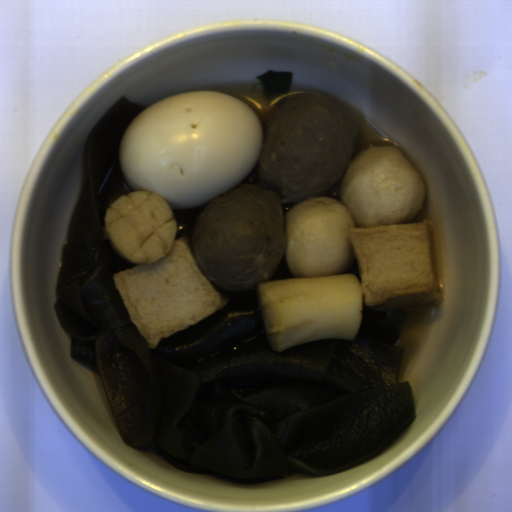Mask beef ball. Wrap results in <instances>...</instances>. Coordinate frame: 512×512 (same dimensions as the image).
<instances>
[{"mask_svg": "<svg viewBox=\"0 0 512 512\" xmlns=\"http://www.w3.org/2000/svg\"><path fill=\"white\" fill-rule=\"evenodd\" d=\"M358 143L349 111L317 93L282 102L268 120L258 183L210 201L189 249L215 286L246 290L269 282L287 249L285 204L317 199L341 178Z\"/></svg>", "mask_w": 512, "mask_h": 512, "instance_id": "obj_1", "label": "beef ball"}]
</instances>
